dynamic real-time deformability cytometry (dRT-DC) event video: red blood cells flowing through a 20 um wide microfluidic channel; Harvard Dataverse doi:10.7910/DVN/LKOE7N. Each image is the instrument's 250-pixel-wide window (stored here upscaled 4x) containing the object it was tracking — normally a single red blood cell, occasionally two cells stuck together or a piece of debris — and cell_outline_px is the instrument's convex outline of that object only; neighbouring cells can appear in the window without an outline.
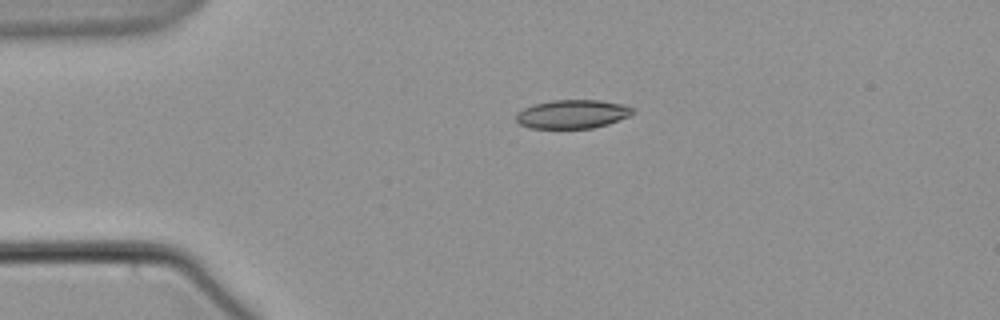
{"species": "common noctule bat (a hibernating species)", "species_latin": "Nyctalus noctula", "temperature_condition": "warm", "stored_images_in_passage": 8, "camera_frame_rate_fps": 3000, "um_per_image_px": 0.085, "animal": {"sex": "male", "body_mass_g": 21.5, "forearm_length_mm": 52.0}, "frame": {"image": 1, "passage_image": 3, "time_ms": 3.333, "image_size_px": [1000, 320], "cell_outline_px": [[636, 112], [628, 116], [608, 124], [592, 128], [528, 128], [520, 124], [516, 120], [516, 112], [524, 108], [536, 104], [552, 100], [600, 100], [628, 104], [636, 108]], "centroid_in_image_um": [48.71, 9.69], "position_along_channel_um": 36.3, "area_um2": 19.71}}
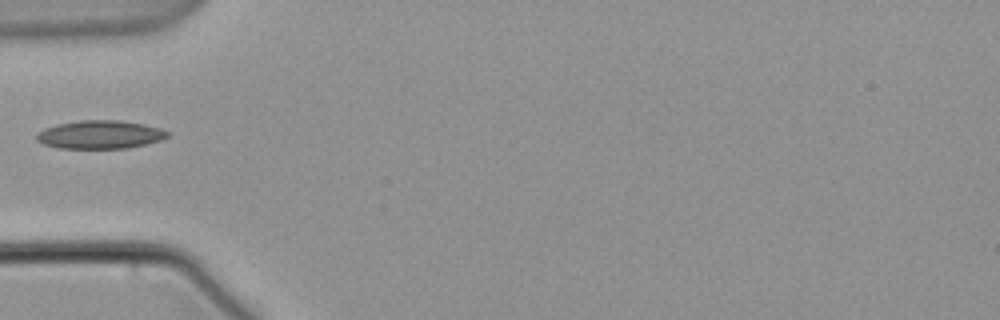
{"frame": {"image": 2, "passage_image": 5, "time_ms": 5.667, "image_size_px": [1000, 320], "cell_outline_px": [[168, 136], [160, 140], [128, 148], [60, 148], [44, 144], [36, 140], [36, 136], [44, 128], [56, 124], [80, 120], [120, 120], [144, 124], [160, 128], [168, 132]], "centroid_in_image_um": [8.49, 11.43], "position_along_channel_um": 76.5, "area_um2": 21.44}}
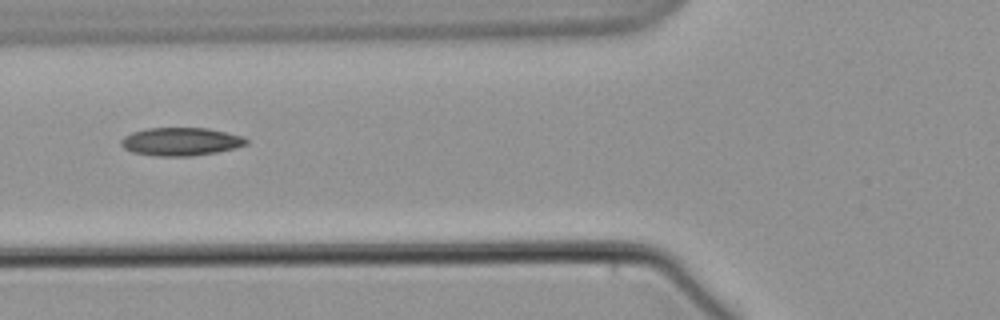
{"frame": {"image": 3, "passage_image": 6, "time_ms": 6.667, "image_size_px": [1000, 320], "cell_outline_px": [[248, 144], [216, 152], [192, 156], [156, 156], [132, 152], [124, 148], [120, 144], [120, 140], [124, 136], [132, 132], [148, 128], [208, 128], [244, 136], [248, 140]], "centroid_in_image_um": [15.35, 12.03], "position_along_channel_um": 110.4, "area_um2": 20.52}}